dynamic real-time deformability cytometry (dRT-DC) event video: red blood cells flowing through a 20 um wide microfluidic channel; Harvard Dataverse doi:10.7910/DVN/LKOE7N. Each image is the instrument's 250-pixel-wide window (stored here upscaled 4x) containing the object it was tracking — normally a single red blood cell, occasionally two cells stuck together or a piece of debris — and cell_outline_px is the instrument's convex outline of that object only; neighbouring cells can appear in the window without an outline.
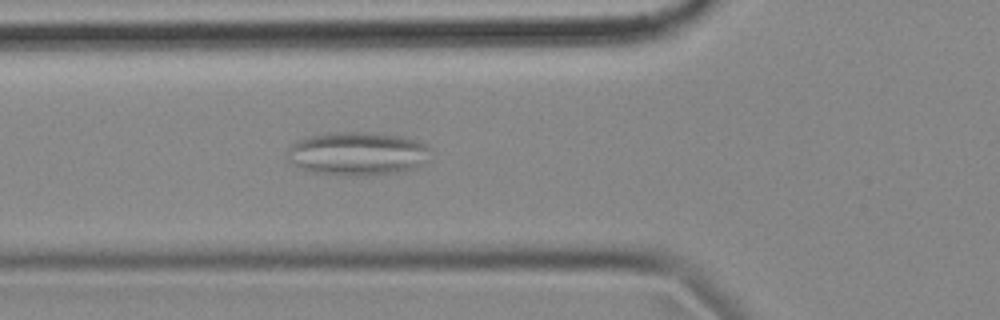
{"species": "common noctule bat (a hibernating species)", "species_latin": "Nyctalus noctula", "temperature_condition": "cold", "stored_images_in_passage": 56, "camera_frame_rate_fps": 3000, "um_per_image_px": 0.085, "animal": {"sex": "female", "body_mass_g": 18.4}, "frame": {"image": 1, "passage_image": 19, "time_ms": 6.0, "image_size_px": [1000, 320], "cell_outline_px": [[432, 148], [416, 168], [404, 172], [368, 176], [340, 176], [312, 172], [300, 168], [288, 160], [288, 152], [292, 144], [300, 140], [312, 136], [328, 132], [372, 132], [404, 136], [416, 140]], "centroid_in_image_um": [30.39, 13.07], "position_along_channel_um": 95.4, "area_um2": 36.53}}
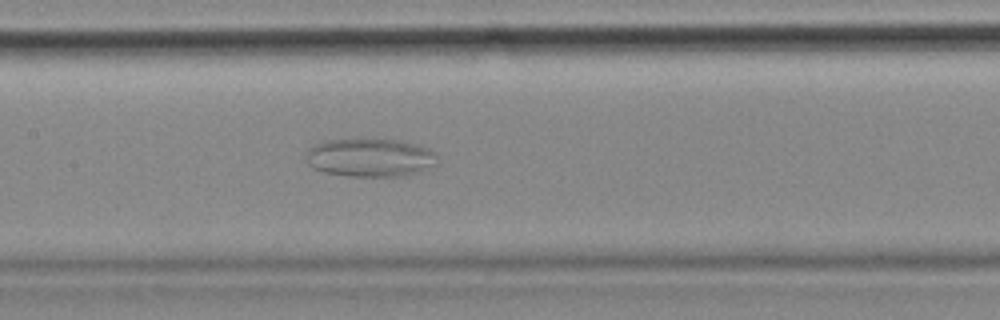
{"frame": {"image": 2, "passage_image": 26, "time_ms": 8.333, "image_size_px": [1000, 320], "cell_outline_px": [[432, 164], [408, 176], [348, 176], [324, 172], [308, 164], [308, 148], [312, 144], [324, 140], [400, 140], [416, 144], [432, 152]], "centroid_in_image_um": [31.35, 13.4], "position_along_channel_um": 176.0, "area_um2": 28.44}}